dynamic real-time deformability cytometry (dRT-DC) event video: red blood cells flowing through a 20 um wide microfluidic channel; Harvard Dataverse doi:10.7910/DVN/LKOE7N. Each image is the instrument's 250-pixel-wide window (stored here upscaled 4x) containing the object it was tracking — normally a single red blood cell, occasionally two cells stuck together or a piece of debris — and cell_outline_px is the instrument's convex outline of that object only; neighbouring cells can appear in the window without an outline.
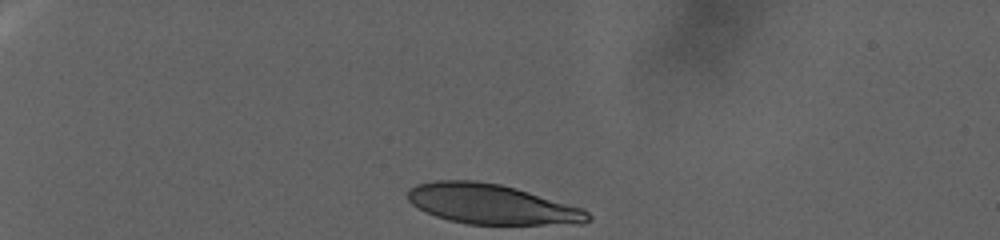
{"species": "human", "species_latin": "Homo sapiens", "temperature_condition": "warm", "stored_images_in_passage": 80, "camera_frame_rate_fps": 3000, "um_per_image_px": 0.085, "donor": {"sex": "female"}, "frame": {"image": 1, "passage_image": 1, "time_ms": 0.0, "image_size_px": [1000, 240], "cell_outline_px": [[592, 220], [584, 224], [468, 224], [448, 220], [424, 212], [412, 204], [408, 200], [408, 188], [416, 184], [436, 180], [476, 180], [500, 184], [516, 188], [584, 208], [592, 216]], "centroid_in_image_um": [41.81, 17.35], "position_along_channel_um": 43.2, "area_um2": 42.31}}
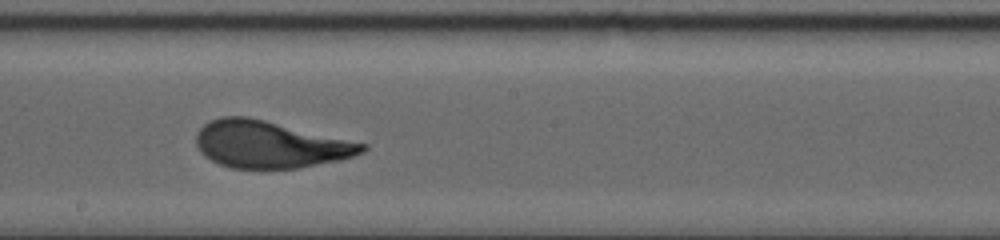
{"frame": {"image": 2, "passage_image": 46, "time_ms": 15.0, "image_size_px": [1000, 240], "cell_outline_px": [[368, 148], [364, 152], [352, 156], [336, 160], [300, 168], [232, 168], [220, 164], [204, 156], [200, 152], [196, 144], [196, 132], [204, 124], [220, 116], [248, 116], [368, 144]], "centroid_in_image_um": [22.91, 12.27], "position_along_channel_um": 225.3, "area_um2": 45.32}}
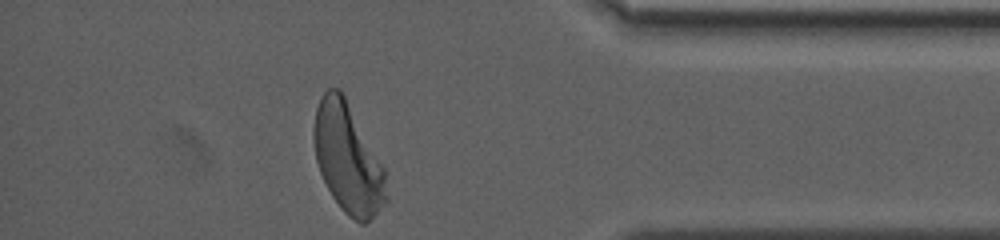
{"frame": {"image": 3, "passage_image": 80, "time_ms": 26.333, "image_size_px": [1000, 240], "cell_outline_px": [[388, 200], [364, 224], [360, 224], [348, 216], [340, 208], [332, 196], [320, 172], [316, 160], [312, 136], [312, 132], [316, 108], [324, 92], [328, 88], [340, 88], [384, 168]], "centroid_in_image_um": [29.54, 13.48], "position_along_channel_um": 405.7, "area_um2": 45.78}}